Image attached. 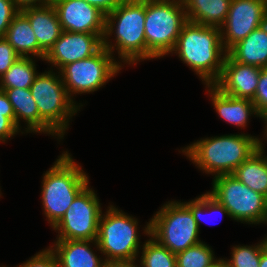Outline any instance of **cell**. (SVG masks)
I'll list each match as a JSON object with an SVG mask.
<instances>
[{"label":"cell","mask_w":267,"mask_h":267,"mask_svg":"<svg viewBox=\"0 0 267 267\" xmlns=\"http://www.w3.org/2000/svg\"><path fill=\"white\" fill-rule=\"evenodd\" d=\"M173 51L206 85H213L219 79L227 55L220 28L190 21L183 25Z\"/></svg>","instance_id":"1"},{"label":"cell","mask_w":267,"mask_h":267,"mask_svg":"<svg viewBox=\"0 0 267 267\" xmlns=\"http://www.w3.org/2000/svg\"><path fill=\"white\" fill-rule=\"evenodd\" d=\"M258 138L236 134L205 138L183 149L193 163L216 176L233 174L259 148Z\"/></svg>","instance_id":"2"},{"label":"cell","mask_w":267,"mask_h":267,"mask_svg":"<svg viewBox=\"0 0 267 267\" xmlns=\"http://www.w3.org/2000/svg\"><path fill=\"white\" fill-rule=\"evenodd\" d=\"M146 1L125 0L116 9L106 15L103 46L111 54L114 47L121 59L128 64L146 59L145 42ZM116 20V21H115ZM117 23V24H115ZM116 26V28H113ZM114 29H116L114 31ZM116 32V43L109 44L108 38ZM112 45V46H111Z\"/></svg>","instance_id":"3"},{"label":"cell","mask_w":267,"mask_h":267,"mask_svg":"<svg viewBox=\"0 0 267 267\" xmlns=\"http://www.w3.org/2000/svg\"><path fill=\"white\" fill-rule=\"evenodd\" d=\"M88 176L66 152L43 177L42 203L52 227L63 217L77 195L89 184Z\"/></svg>","instance_id":"4"},{"label":"cell","mask_w":267,"mask_h":267,"mask_svg":"<svg viewBox=\"0 0 267 267\" xmlns=\"http://www.w3.org/2000/svg\"><path fill=\"white\" fill-rule=\"evenodd\" d=\"M60 78L51 71L38 74L30 90L39 111V132L53 136L57 134L62 138L69 119L77 113L78 106L68 95Z\"/></svg>","instance_id":"5"},{"label":"cell","mask_w":267,"mask_h":267,"mask_svg":"<svg viewBox=\"0 0 267 267\" xmlns=\"http://www.w3.org/2000/svg\"><path fill=\"white\" fill-rule=\"evenodd\" d=\"M187 21L183 2L146 1V59L172 52Z\"/></svg>","instance_id":"6"},{"label":"cell","mask_w":267,"mask_h":267,"mask_svg":"<svg viewBox=\"0 0 267 267\" xmlns=\"http://www.w3.org/2000/svg\"><path fill=\"white\" fill-rule=\"evenodd\" d=\"M144 229L171 253L177 254L201 242L199 227L191 210L182 202L163 205Z\"/></svg>","instance_id":"7"},{"label":"cell","mask_w":267,"mask_h":267,"mask_svg":"<svg viewBox=\"0 0 267 267\" xmlns=\"http://www.w3.org/2000/svg\"><path fill=\"white\" fill-rule=\"evenodd\" d=\"M100 216L96 247L106 255L104 261L136 259L139 252L138 222L110 205Z\"/></svg>","instance_id":"8"},{"label":"cell","mask_w":267,"mask_h":267,"mask_svg":"<svg viewBox=\"0 0 267 267\" xmlns=\"http://www.w3.org/2000/svg\"><path fill=\"white\" fill-rule=\"evenodd\" d=\"M234 220L249 224L263 223L266 215V196L251 190L232 174L214 177L213 190L208 192Z\"/></svg>","instance_id":"9"},{"label":"cell","mask_w":267,"mask_h":267,"mask_svg":"<svg viewBox=\"0 0 267 267\" xmlns=\"http://www.w3.org/2000/svg\"><path fill=\"white\" fill-rule=\"evenodd\" d=\"M121 69L104 46L93 56L65 65L60 71L68 95L98 90ZM72 93V94H71Z\"/></svg>","instance_id":"10"},{"label":"cell","mask_w":267,"mask_h":267,"mask_svg":"<svg viewBox=\"0 0 267 267\" xmlns=\"http://www.w3.org/2000/svg\"><path fill=\"white\" fill-rule=\"evenodd\" d=\"M100 207L97 195L87 185L53 226L60 234L57 240H97Z\"/></svg>","instance_id":"11"},{"label":"cell","mask_w":267,"mask_h":267,"mask_svg":"<svg viewBox=\"0 0 267 267\" xmlns=\"http://www.w3.org/2000/svg\"><path fill=\"white\" fill-rule=\"evenodd\" d=\"M266 22L267 0H231L227 18L220 28L225 50L228 52Z\"/></svg>","instance_id":"12"},{"label":"cell","mask_w":267,"mask_h":267,"mask_svg":"<svg viewBox=\"0 0 267 267\" xmlns=\"http://www.w3.org/2000/svg\"><path fill=\"white\" fill-rule=\"evenodd\" d=\"M62 31L105 34L106 15L83 0H51Z\"/></svg>","instance_id":"13"},{"label":"cell","mask_w":267,"mask_h":267,"mask_svg":"<svg viewBox=\"0 0 267 267\" xmlns=\"http://www.w3.org/2000/svg\"><path fill=\"white\" fill-rule=\"evenodd\" d=\"M104 35L62 31L44 60L61 70L67 64L96 54L103 47Z\"/></svg>","instance_id":"14"},{"label":"cell","mask_w":267,"mask_h":267,"mask_svg":"<svg viewBox=\"0 0 267 267\" xmlns=\"http://www.w3.org/2000/svg\"><path fill=\"white\" fill-rule=\"evenodd\" d=\"M261 68L235 61L228 53L219 79L213 84L222 93L253 100Z\"/></svg>","instance_id":"15"},{"label":"cell","mask_w":267,"mask_h":267,"mask_svg":"<svg viewBox=\"0 0 267 267\" xmlns=\"http://www.w3.org/2000/svg\"><path fill=\"white\" fill-rule=\"evenodd\" d=\"M20 11L28 18L39 47L47 54L62 33L53 4L50 2L42 6L27 7Z\"/></svg>","instance_id":"16"},{"label":"cell","mask_w":267,"mask_h":267,"mask_svg":"<svg viewBox=\"0 0 267 267\" xmlns=\"http://www.w3.org/2000/svg\"><path fill=\"white\" fill-rule=\"evenodd\" d=\"M96 244V240H57L54 253L60 263V267H103L100 260L91 250L89 243Z\"/></svg>","instance_id":"17"},{"label":"cell","mask_w":267,"mask_h":267,"mask_svg":"<svg viewBox=\"0 0 267 267\" xmlns=\"http://www.w3.org/2000/svg\"><path fill=\"white\" fill-rule=\"evenodd\" d=\"M235 61L256 66L267 67V22L254 29L246 38L235 44L227 52Z\"/></svg>","instance_id":"18"},{"label":"cell","mask_w":267,"mask_h":267,"mask_svg":"<svg viewBox=\"0 0 267 267\" xmlns=\"http://www.w3.org/2000/svg\"><path fill=\"white\" fill-rule=\"evenodd\" d=\"M210 89L211 99L215 110L223 120L230 124L245 127L251 114L259 116V113L252 100L235 98L222 93L214 85H207Z\"/></svg>","instance_id":"19"},{"label":"cell","mask_w":267,"mask_h":267,"mask_svg":"<svg viewBox=\"0 0 267 267\" xmlns=\"http://www.w3.org/2000/svg\"><path fill=\"white\" fill-rule=\"evenodd\" d=\"M4 38L21 57H28V54H32L45 59L46 53L39 47L30 22L21 11L11 21Z\"/></svg>","instance_id":"20"},{"label":"cell","mask_w":267,"mask_h":267,"mask_svg":"<svg viewBox=\"0 0 267 267\" xmlns=\"http://www.w3.org/2000/svg\"><path fill=\"white\" fill-rule=\"evenodd\" d=\"M231 0H183L187 20L221 28L230 8Z\"/></svg>","instance_id":"21"},{"label":"cell","mask_w":267,"mask_h":267,"mask_svg":"<svg viewBox=\"0 0 267 267\" xmlns=\"http://www.w3.org/2000/svg\"><path fill=\"white\" fill-rule=\"evenodd\" d=\"M262 145L259 140V148L237 167L232 175L251 190L267 197V157L263 156Z\"/></svg>","instance_id":"22"},{"label":"cell","mask_w":267,"mask_h":267,"mask_svg":"<svg viewBox=\"0 0 267 267\" xmlns=\"http://www.w3.org/2000/svg\"><path fill=\"white\" fill-rule=\"evenodd\" d=\"M8 96L15 114V125L19 126V119L27 122L26 132H39V111L36 101L32 97L30 88H0Z\"/></svg>","instance_id":"23"},{"label":"cell","mask_w":267,"mask_h":267,"mask_svg":"<svg viewBox=\"0 0 267 267\" xmlns=\"http://www.w3.org/2000/svg\"><path fill=\"white\" fill-rule=\"evenodd\" d=\"M30 56L19 57L0 77V88H30L38 73Z\"/></svg>","instance_id":"24"},{"label":"cell","mask_w":267,"mask_h":267,"mask_svg":"<svg viewBox=\"0 0 267 267\" xmlns=\"http://www.w3.org/2000/svg\"><path fill=\"white\" fill-rule=\"evenodd\" d=\"M211 248L200 242L176 254L177 267H220L221 259L215 260Z\"/></svg>","instance_id":"25"},{"label":"cell","mask_w":267,"mask_h":267,"mask_svg":"<svg viewBox=\"0 0 267 267\" xmlns=\"http://www.w3.org/2000/svg\"><path fill=\"white\" fill-rule=\"evenodd\" d=\"M142 249L140 258L142 267H177L176 254L171 253L152 236Z\"/></svg>","instance_id":"26"},{"label":"cell","mask_w":267,"mask_h":267,"mask_svg":"<svg viewBox=\"0 0 267 267\" xmlns=\"http://www.w3.org/2000/svg\"><path fill=\"white\" fill-rule=\"evenodd\" d=\"M265 243L262 241L256 246H235L232 249L231 260L221 259L223 267H259L262 249Z\"/></svg>","instance_id":"27"},{"label":"cell","mask_w":267,"mask_h":267,"mask_svg":"<svg viewBox=\"0 0 267 267\" xmlns=\"http://www.w3.org/2000/svg\"><path fill=\"white\" fill-rule=\"evenodd\" d=\"M190 210L198 225L200 227V220L203 219L202 213L205 211L218 212L222 214H227L229 216L228 210L219 203L214 197H212L208 192L201 195L195 200L184 203Z\"/></svg>","instance_id":"28"},{"label":"cell","mask_w":267,"mask_h":267,"mask_svg":"<svg viewBox=\"0 0 267 267\" xmlns=\"http://www.w3.org/2000/svg\"><path fill=\"white\" fill-rule=\"evenodd\" d=\"M252 102L261 118L267 114V67L261 69L256 93Z\"/></svg>","instance_id":"29"},{"label":"cell","mask_w":267,"mask_h":267,"mask_svg":"<svg viewBox=\"0 0 267 267\" xmlns=\"http://www.w3.org/2000/svg\"><path fill=\"white\" fill-rule=\"evenodd\" d=\"M21 57L13 46L4 38L0 37V77Z\"/></svg>","instance_id":"30"},{"label":"cell","mask_w":267,"mask_h":267,"mask_svg":"<svg viewBox=\"0 0 267 267\" xmlns=\"http://www.w3.org/2000/svg\"><path fill=\"white\" fill-rule=\"evenodd\" d=\"M19 11L12 0H0V37H5L11 21Z\"/></svg>","instance_id":"31"},{"label":"cell","mask_w":267,"mask_h":267,"mask_svg":"<svg viewBox=\"0 0 267 267\" xmlns=\"http://www.w3.org/2000/svg\"><path fill=\"white\" fill-rule=\"evenodd\" d=\"M18 267H60V263L49 248L40 251L30 260H27L24 264H21Z\"/></svg>","instance_id":"32"},{"label":"cell","mask_w":267,"mask_h":267,"mask_svg":"<svg viewBox=\"0 0 267 267\" xmlns=\"http://www.w3.org/2000/svg\"><path fill=\"white\" fill-rule=\"evenodd\" d=\"M20 130L5 113H0V141H6V139L14 136Z\"/></svg>","instance_id":"33"},{"label":"cell","mask_w":267,"mask_h":267,"mask_svg":"<svg viewBox=\"0 0 267 267\" xmlns=\"http://www.w3.org/2000/svg\"><path fill=\"white\" fill-rule=\"evenodd\" d=\"M88 4L97 7L105 15L116 9L125 0H83Z\"/></svg>","instance_id":"34"},{"label":"cell","mask_w":267,"mask_h":267,"mask_svg":"<svg viewBox=\"0 0 267 267\" xmlns=\"http://www.w3.org/2000/svg\"><path fill=\"white\" fill-rule=\"evenodd\" d=\"M0 113H5V116L15 124V114L12 104L9 102L8 96L3 90H0Z\"/></svg>","instance_id":"35"},{"label":"cell","mask_w":267,"mask_h":267,"mask_svg":"<svg viewBox=\"0 0 267 267\" xmlns=\"http://www.w3.org/2000/svg\"><path fill=\"white\" fill-rule=\"evenodd\" d=\"M15 4V6L19 9L22 10L27 7H35V6H42L45 4H48L51 2V0H12ZM36 2H40L39 4Z\"/></svg>","instance_id":"36"},{"label":"cell","mask_w":267,"mask_h":267,"mask_svg":"<svg viewBox=\"0 0 267 267\" xmlns=\"http://www.w3.org/2000/svg\"><path fill=\"white\" fill-rule=\"evenodd\" d=\"M135 260L136 259L105 261L103 267H138L134 262Z\"/></svg>","instance_id":"37"},{"label":"cell","mask_w":267,"mask_h":267,"mask_svg":"<svg viewBox=\"0 0 267 267\" xmlns=\"http://www.w3.org/2000/svg\"><path fill=\"white\" fill-rule=\"evenodd\" d=\"M259 267H267V246L266 245L262 249Z\"/></svg>","instance_id":"38"},{"label":"cell","mask_w":267,"mask_h":267,"mask_svg":"<svg viewBox=\"0 0 267 267\" xmlns=\"http://www.w3.org/2000/svg\"><path fill=\"white\" fill-rule=\"evenodd\" d=\"M142 1H177V2H183V0H142Z\"/></svg>","instance_id":"39"},{"label":"cell","mask_w":267,"mask_h":267,"mask_svg":"<svg viewBox=\"0 0 267 267\" xmlns=\"http://www.w3.org/2000/svg\"><path fill=\"white\" fill-rule=\"evenodd\" d=\"M267 223V217H265L264 218V221H263V223ZM263 242L265 243V245L267 246V238H265L264 240H263Z\"/></svg>","instance_id":"40"},{"label":"cell","mask_w":267,"mask_h":267,"mask_svg":"<svg viewBox=\"0 0 267 267\" xmlns=\"http://www.w3.org/2000/svg\"><path fill=\"white\" fill-rule=\"evenodd\" d=\"M262 119H264L265 121H267V114L265 116H263Z\"/></svg>","instance_id":"41"},{"label":"cell","mask_w":267,"mask_h":267,"mask_svg":"<svg viewBox=\"0 0 267 267\" xmlns=\"http://www.w3.org/2000/svg\"><path fill=\"white\" fill-rule=\"evenodd\" d=\"M265 217H267V197H266V215Z\"/></svg>","instance_id":"42"},{"label":"cell","mask_w":267,"mask_h":267,"mask_svg":"<svg viewBox=\"0 0 267 267\" xmlns=\"http://www.w3.org/2000/svg\"><path fill=\"white\" fill-rule=\"evenodd\" d=\"M265 123L267 124V121H266ZM265 132H266V137H267V125H266V130H265Z\"/></svg>","instance_id":"43"}]
</instances>
